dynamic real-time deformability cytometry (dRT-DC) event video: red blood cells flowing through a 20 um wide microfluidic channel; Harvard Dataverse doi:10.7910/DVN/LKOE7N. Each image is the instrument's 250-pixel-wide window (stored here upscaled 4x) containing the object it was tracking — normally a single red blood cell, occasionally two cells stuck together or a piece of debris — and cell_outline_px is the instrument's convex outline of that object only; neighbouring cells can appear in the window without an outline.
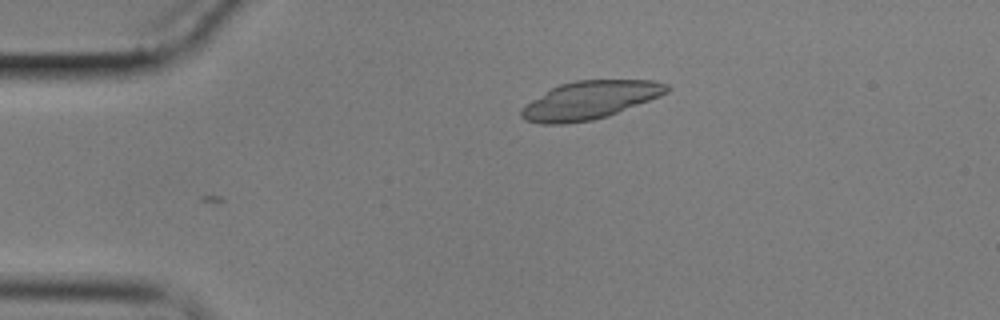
{"species": "common noctule bat (a hibernating species)", "species_latin": "Nyctalus noctula", "temperature_condition": "cold", "stored_images_in_passage": 49, "camera_frame_rate_fps": 3000, "um_per_image_px": 0.085, "animal": {"sex": "male", "body_mass_g": 17.9}, "frame": {"image": 1, "passage_image": 1, "time_ms": 0.0, "image_size_px": [1000, 320], "cell_outline_px": [[672, 88], [668, 92], [660, 96], [608, 116], [592, 120], [564, 124], [540, 124], [524, 120], [520, 116], [520, 112], [532, 100], [552, 88], [560, 84], [576, 80], [652, 80], [668, 84]], "centroid_in_image_um": [50.17, 8.51], "position_along_channel_um": 34.8, "area_um2": 32.08}}